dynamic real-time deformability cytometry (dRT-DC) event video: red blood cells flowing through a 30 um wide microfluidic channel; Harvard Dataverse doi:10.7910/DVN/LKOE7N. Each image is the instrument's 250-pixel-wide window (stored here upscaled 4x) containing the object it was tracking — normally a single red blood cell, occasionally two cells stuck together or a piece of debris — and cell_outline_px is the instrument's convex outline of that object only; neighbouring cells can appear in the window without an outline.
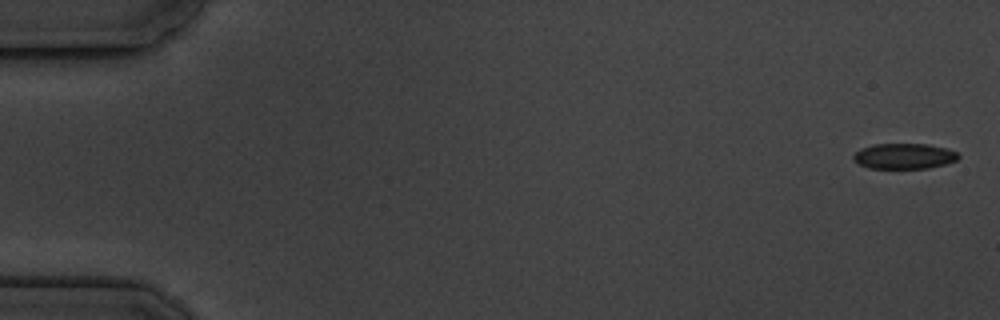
{"species": "common noctule bat (a hibernating species)", "species_latin": "Nyctalus noctula", "temperature_condition": "cold", "stored_images_in_passage": 17, "camera_frame_rate_fps": 3000, "um_per_image_px": 0.085, "animal": {"sex": "male", "body_mass_g": 19.5, "forearm_length_mm": 54.6}, "frame": {"image": 1, "passage_image": 1, "time_ms": 0.0, "image_size_px": [1000, 320], "cell_outline_px": [[960, 156], [956, 160], [944, 164], [928, 168], [868, 168], [852, 160], [852, 156], [860, 148], [872, 144], [928, 144], [948, 148], [956, 152]], "centroid_in_image_um": [76.83, 13.26], "position_along_channel_um": 8.2, "area_um2": 15.66}}
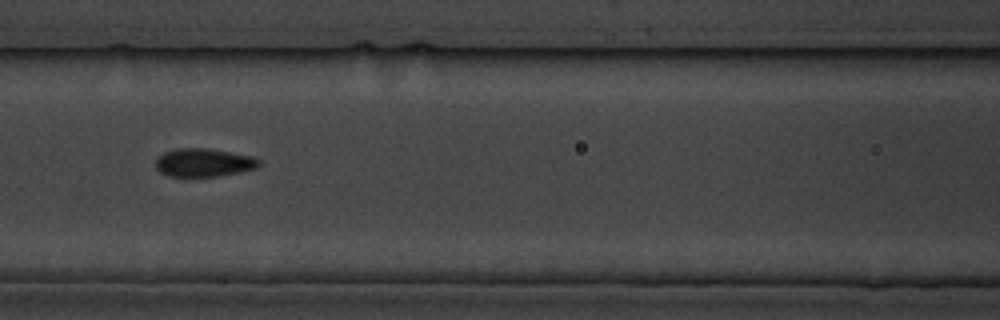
{"frame": {"image": 2, "passage_image": 8, "time_ms": 8.0, "image_size_px": [1000, 320], "cell_outline_px": [[260, 164], [256, 168], [216, 176], [168, 176], [160, 172], [156, 168], [156, 160], [164, 152], [176, 148], [204, 148], [252, 156], [260, 160]], "centroid_in_image_um": [17.28, 13.81], "position_along_channel_um": 149.3, "area_um2": 16.7}}
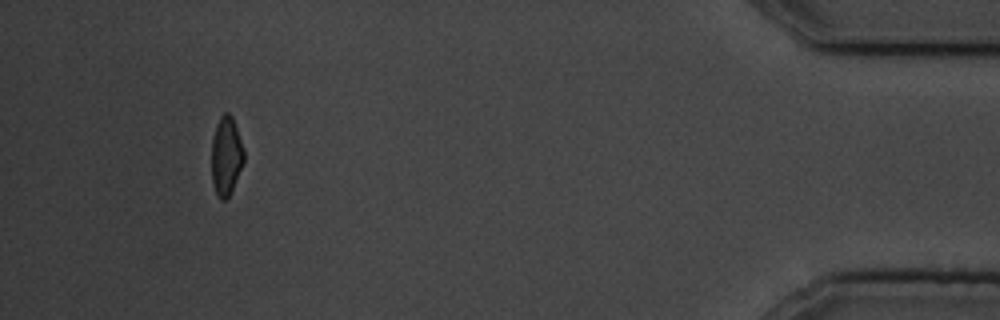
{"frame": {"image": 3, "passage_image": 16, "time_ms": 17.333, "image_size_px": [1000, 320], "cell_outline_px": [[244, 160], [232, 188], [228, 196], [224, 200], [220, 200], [216, 196], [212, 180], [212, 136], [216, 124], [220, 116], [224, 112], [228, 112], [232, 116], [244, 148]], "centroid_in_image_um": [19.21, 13.22], "position_along_channel_um": 416.0, "area_um2": 14.8}, "authors_computed_cell_mechanics": {"area_um2": 16.6464, "velocity_mm_per_s": 3.5398, "shape_relaxation_time_tau1_ms": 2.7004, "shape_relaxation_time_tau2_ms": null, "deformation_change_tau1": 0.0827, "deformation_change_tau2": null}}